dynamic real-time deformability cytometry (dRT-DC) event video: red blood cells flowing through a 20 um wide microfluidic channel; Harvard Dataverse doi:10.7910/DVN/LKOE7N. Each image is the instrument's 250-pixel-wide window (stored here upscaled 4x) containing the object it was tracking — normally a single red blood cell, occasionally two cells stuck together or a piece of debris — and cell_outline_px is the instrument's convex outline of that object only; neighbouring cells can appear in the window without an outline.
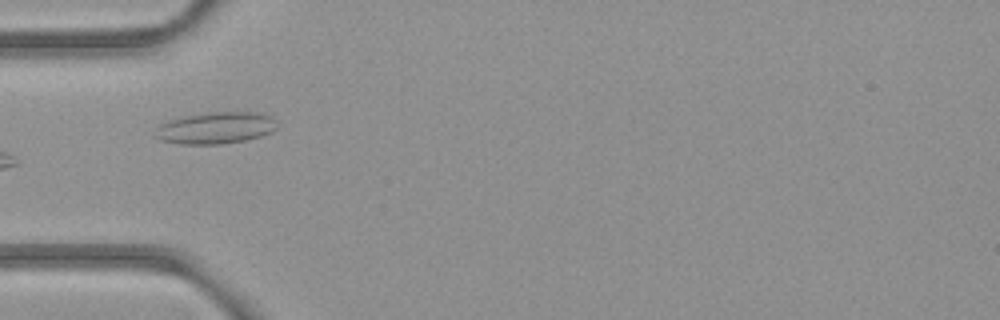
{"species": "common noctule bat (a hibernating species)", "species_latin": "Nyctalus noctula", "temperature_condition": "room temperature", "stored_images_in_passage": 5, "camera_frame_rate_fps": 3000, "um_per_image_px": 0.085, "animal": {"sex": "female", "body_mass_g": 21.9}, "frame": {"image": 1, "passage_image": 2, "time_ms": 1.333, "image_size_px": [1000, 320], "cell_outline_px": [[276, 128], [272, 132], [260, 136], [244, 140], [220, 144], [180, 144], [160, 140], [152, 136], [156, 128], [160, 124], [168, 120], [184, 116], [208, 112], [264, 112], [272, 116], [276, 120]], "centroid_in_image_um": [18.32, 10.86], "position_along_channel_um": 66.7, "area_um2": 22.83}}
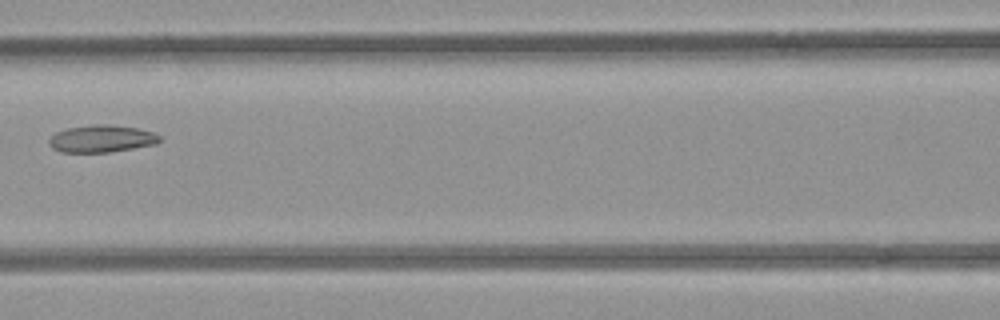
{"frame": {"image": 2, "passage_image": 4, "time_ms": 3.667, "image_size_px": [1000, 320], "cell_outline_px": [[160, 140], [156, 144], [108, 152], [60, 152], [52, 148], [48, 144], [48, 140], [56, 132], [68, 128], [92, 124], [108, 124], [136, 128], [152, 132], [160, 136]], "centroid_in_image_um": [8.6, 11.79], "position_along_channel_um": 158.0, "area_um2": 17.46}}
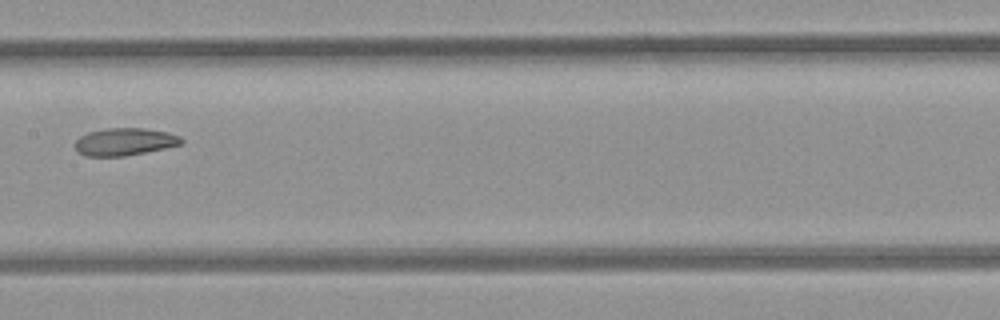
{"frame": {"image": 3, "passage_image": 5, "time_ms": 4.667, "image_size_px": [1000, 320], "cell_outline_px": [[184, 140], [180, 144], [164, 148], [124, 156], [84, 156], [76, 148], [76, 140], [80, 136], [88, 132], [104, 128], [144, 128], [168, 132], [180, 136]], "centroid_in_image_um": [10.59, 12.04], "position_along_channel_um": 196.8, "area_um2": 16.88}}